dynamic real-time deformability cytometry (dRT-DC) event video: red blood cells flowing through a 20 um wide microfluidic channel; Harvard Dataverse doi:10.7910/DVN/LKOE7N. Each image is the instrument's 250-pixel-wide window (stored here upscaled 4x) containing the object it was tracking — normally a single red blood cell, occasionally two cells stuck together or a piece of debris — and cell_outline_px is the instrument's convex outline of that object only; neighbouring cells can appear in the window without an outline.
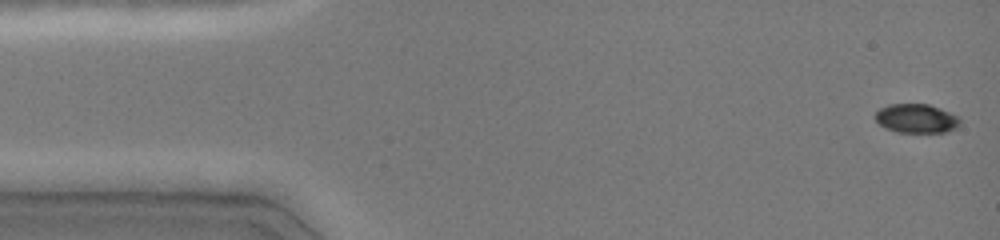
{"species": "common noctule bat (a hibernating species)", "species_latin": "Nyctalus noctula", "temperature_condition": "cold", "stored_images_in_passage": 47, "camera_frame_rate_fps": 3000, "um_per_image_px": 0.085, "animal": {"sex": "female", "body_mass_g": 19.0, "forearm_length_mm": 51.5}, "frame": {"image": 1, "passage_image": 1, "time_ms": 0.0, "image_size_px": [1000, 240], "cell_outline_px": [[960, 124], [956, 128], [944, 132], [896, 132], [884, 128], [872, 116], [880, 108], [888, 104], [928, 104], [940, 108], [960, 116]], "centroid_in_image_um": [77.88, 10.06], "position_along_channel_um": 7.1, "area_um2": 14.51}}
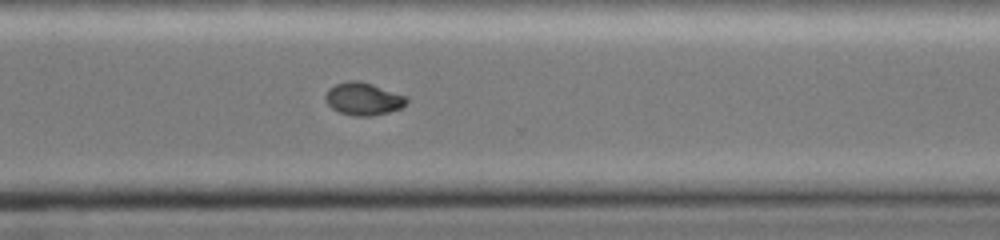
{"frame": {"image": 2, "passage_image": 34, "time_ms": 11.0, "image_size_px": [1000, 240], "cell_outline_px": [[408, 100], [400, 108], [388, 112], [372, 116], [356, 116], [340, 112], [332, 108], [328, 104], [324, 96], [328, 88], [336, 84], [348, 80], [360, 80], [408, 96]], "centroid_in_image_um": [30.87, 8.39], "position_along_channel_um": 339.7, "area_um2": 15.43}}
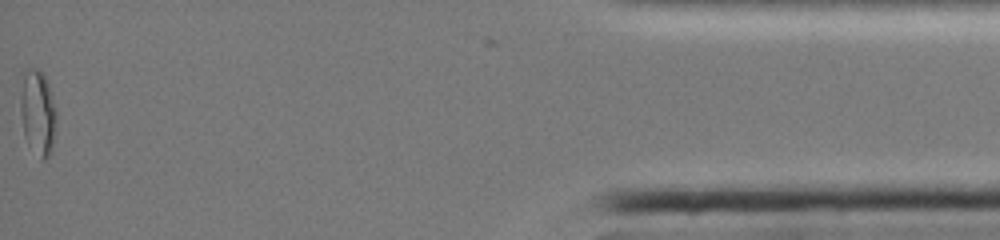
{"frame": {"image": 3, "passage_image": 47, "time_ms": 15.333, "image_size_px": [1000, 240], "cell_outline_px": [[56, 132], [52, 152], [44, 160], [40, 160], [28, 144], [24, 136], [20, 112], [20, 72], [28, 68], [36, 68], [44, 72], [48, 84], [56, 112]], "centroid_in_image_um": [3.19, 9.54], "position_along_channel_um": 432.0, "area_um2": 18.61}}